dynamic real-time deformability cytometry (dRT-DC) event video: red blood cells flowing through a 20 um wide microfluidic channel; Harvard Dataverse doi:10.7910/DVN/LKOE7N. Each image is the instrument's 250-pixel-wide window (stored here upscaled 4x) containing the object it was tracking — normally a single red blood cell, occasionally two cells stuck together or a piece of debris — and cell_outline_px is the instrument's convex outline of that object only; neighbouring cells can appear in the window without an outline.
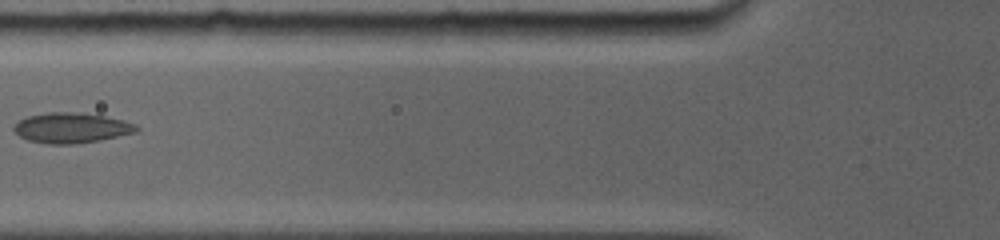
{"species": "common noctule bat (a hibernating species)", "species_latin": "Nyctalus noctula", "temperature_condition": "room temperature", "stored_images_in_passage": 7, "camera_frame_rate_fps": 5000, "um_per_image_px": 0.085, "animal": {"sex": "female", "body_mass_g": 19.0, "forearm_length_mm": 56.7}, "frame": {"image": 1, "passage_image": 4, "time_ms": 1.6, "image_size_px": [1000, 240], "cell_outline_px": [[140, 128], [136, 132], [100, 140], [72, 144], [48, 144], [28, 140], [20, 136], [12, 128], [20, 120], [28, 116], [48, 112], [80, 112], [104, 116], [136, 124]], "centroid_in_image_um": [6.07, 10.87], "position_along_channel_um": 119.7, "area_um2": 21.44}}
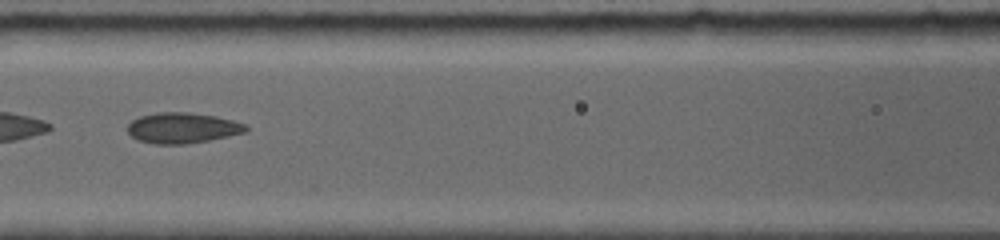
{"frame": {"image": 2, "passage_image": 5, "time_ms": 2.4, "image_size_px": [1000, 240], "cell_outline_px": [[248, 132], [188, 144], [156, 144], [140, 140], [132, 136], [128, 132], [128, 124], [132, 120], [140, 116], [156, 112], [188, 112], [216, 116], [248, 124]], "centroid_in_image_um": [15.55, 10.87], "position_along_channel_um": 151.1, "area_um2": 21.15}}